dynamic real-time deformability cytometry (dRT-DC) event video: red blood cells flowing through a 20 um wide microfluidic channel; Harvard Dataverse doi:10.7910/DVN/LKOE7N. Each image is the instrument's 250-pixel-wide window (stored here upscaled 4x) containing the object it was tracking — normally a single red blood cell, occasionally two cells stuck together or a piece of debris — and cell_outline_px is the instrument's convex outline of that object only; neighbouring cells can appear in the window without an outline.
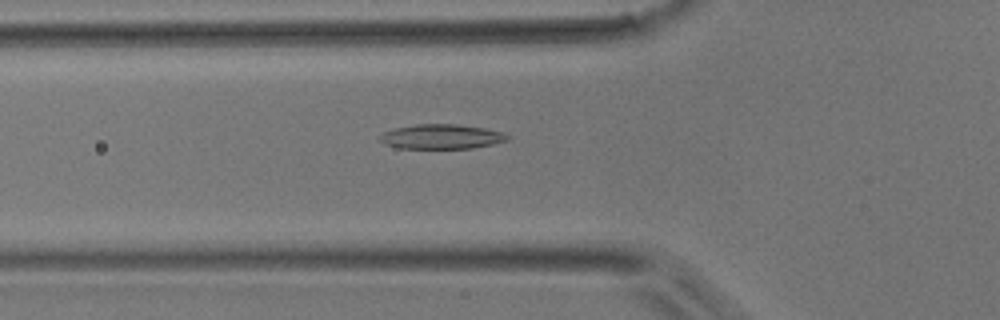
{"species": "common noctule bat (a hibernating species)", "species_latin": "Nyctalus noctula", "temperature_condition": "room temperature", "stored_images_in_passage": 40, "camera_frame_rate_fps": 3000, "um_per_image_px": 0.085, "animal": {"sex": "male", "body_mass_g": 17.9}, "frame": {"image": 1, "passage_image": 9, "time_ms": 2.667, "image_size_px": [1000, 320], "cell_outline_px": [[508, 140], [492, 144], [472, 148], [396, 148], [384, 144], [376, 136], [384, 132], [396, 128], [416, 124], [456, 124], [484, 128], [504, 132], [508, 136]], "centroid_in_image_um": [37.49, 11.61], "position_along_channel_um": 88.3, "area_um2": 18.32}}
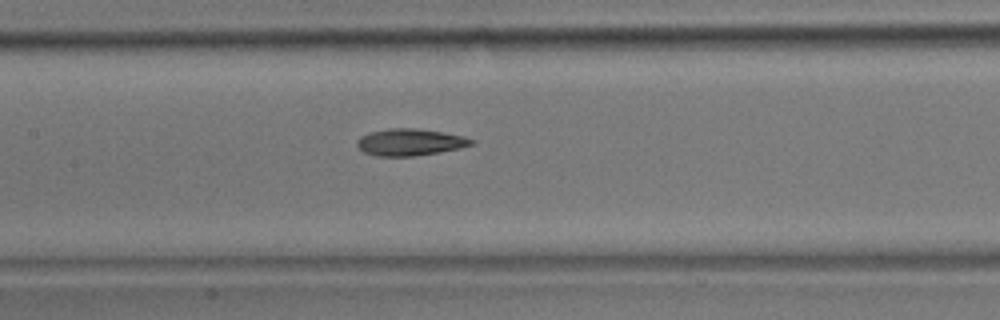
{"frame": {"image": 2, "passage_image": 15, "time_ms": 4.667, "image_size_px": [1000, 320], "cell_outline_px": [[476, 144], [460, 148], [440, 152], [416, 156], [376, 156], [364, 152], [356, 144], [356, 140], [360, 136], [368, 132], [388, 128], [416, 128], [464, 136], [476, 140]], "centroid_in_image_um": [34.86, 12.08], "position_along_channel_um": 172.5, "area_um2": 18.09}}
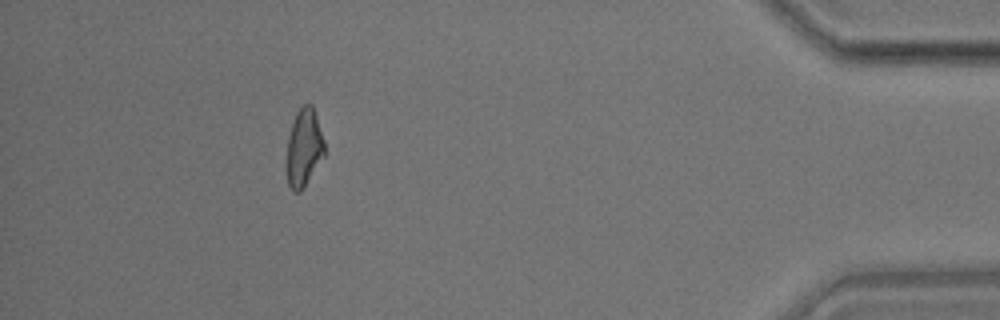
{"frame": {"image": 3, "passage_image": 36, "time_ms": 11.667, "image_size_px": [1000, 320], "cell_outline_px": [[324, 156], [300, 192], [292, 192], [288, 184], [284, 168], [288, 136], [296, 112], [304, 104], [312, 104], [324, 140]], "centroid_in_image_um": [25.79, 12.59], "position_along_channel_um": 409.4, "area_um2": 17.4}}